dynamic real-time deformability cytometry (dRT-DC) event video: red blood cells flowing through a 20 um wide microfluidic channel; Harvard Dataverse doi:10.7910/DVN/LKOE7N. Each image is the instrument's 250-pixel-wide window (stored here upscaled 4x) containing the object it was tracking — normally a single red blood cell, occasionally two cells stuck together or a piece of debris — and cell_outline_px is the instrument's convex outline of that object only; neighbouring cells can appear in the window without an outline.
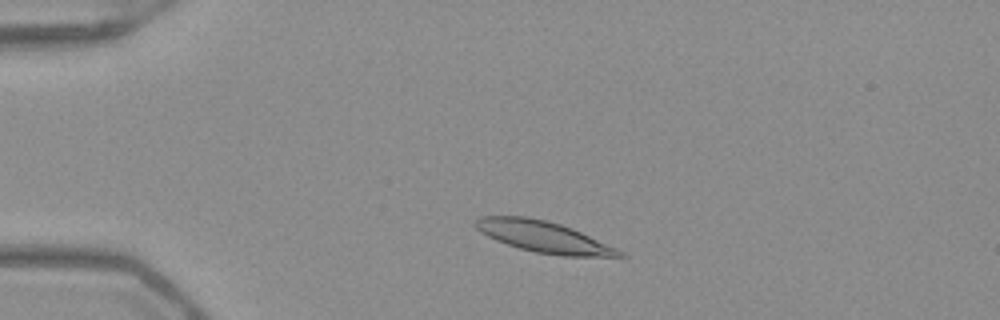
{"species": "Egyptian fruit bat (a non-hibernating species)", "species_latin": "Rousettus aegyptiacus", "temperature_condition": "warm", "stored_images_in_passage": 46, "camera_frame_rate_fps": 3000, "um_per_image_px": 0.085, "frame": {"image": 1, "passage_image": 6, "time_ms": 1.667, "image_size_px": [1000, 320], "cell_outline_px": [[628, 256], [564, 256], [536, 252], [520, 248], [496, 240], [480, 232], [472, 224], [480, 216], [528, 216], [548, 220], [572, 228], [616, 248], [624, 252]], "centroid_in_image_um": [46.17, 20.11], "position_along_channel_um": 38.8, "area_um2": 26.01}}
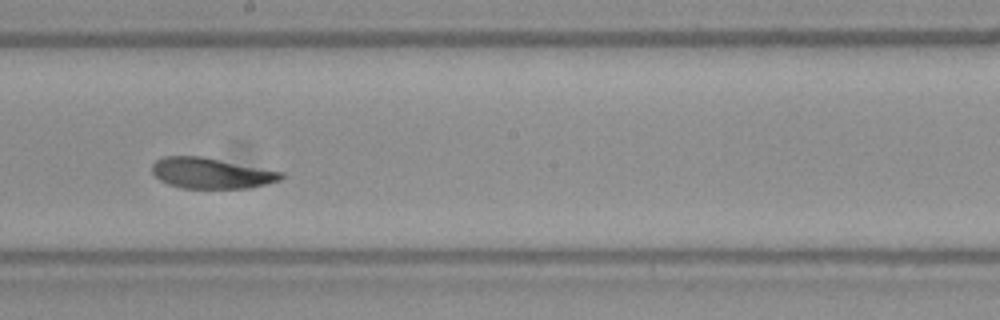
{"frame": {"image": 2, "passage_image": 24, "time_ms": 7.667, "image_size_px": [1000, 320], "cell_outline_px": [[284, 176], [280, 180], [268, 184], [248, 188], [180, 188], [168, 184], [160, 180], [152, 172], [152, 164], [156, 160], [164, 156], [204, 156], [284, 172]], "centroid_in_image_um": [17.97, 14.71], "position_along_channel_um": 230.2, "area_um2": 23.29}}
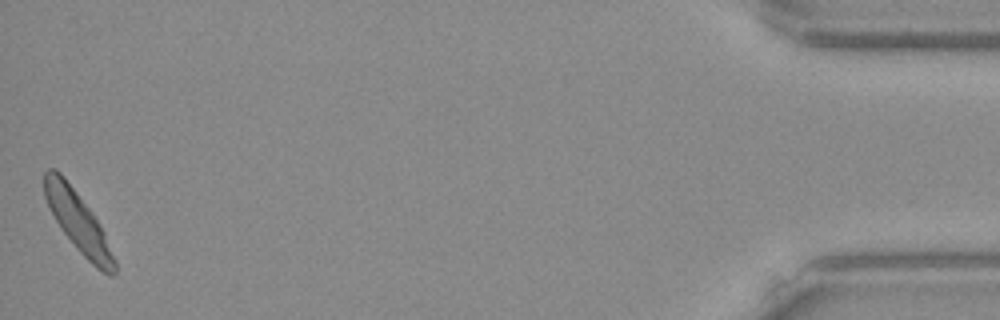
{"frame": {"image": 3, "passage_image": 46, "time_ms": 15.0, "image_size_px": [1000, 320], "cell_outline_px": [[116, 272], [112, 276], [108, 276], [96, 268], [76, 248], [60, 228], [44, 196], [44, 172], [48, 168], [56, 168], [64, 176], [92, 212], [104, 232], [116, 260]], "centroid_in_image_um": [6.65, 18.86], "position_along_channel_um": 428.6, "area_um2": 24.39}, "authors_computed_cell_mechanics": {"area_um2": 24.4783, "velocity_mm_per_s": 3.8917, "shape_relaxation_time_tau1_ms": 2.3086, "shape_relaxation_time_tau2_ms": 1.3625, "deformation_change_tau1": 0.1509, "deformation_change_tau2": 0.0772}}